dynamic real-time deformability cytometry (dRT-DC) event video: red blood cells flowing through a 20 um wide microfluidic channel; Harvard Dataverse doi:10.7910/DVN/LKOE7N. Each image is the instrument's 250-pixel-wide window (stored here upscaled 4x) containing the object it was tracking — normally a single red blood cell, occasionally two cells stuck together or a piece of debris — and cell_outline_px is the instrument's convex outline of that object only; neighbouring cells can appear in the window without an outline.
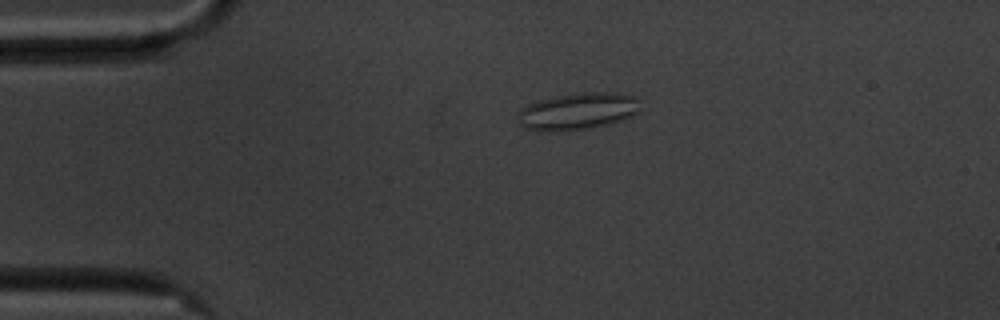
{"species": "common noctule bat (a hibernating species)", "species_latin": "Nyctalus noctula", "temperature_condition": "cold", "stored_images_in_passage": 46, "camera_frame_rate_fps": 3000, "um_per_image_px": 0.085, "animal": {"sex": "male", "body_mass_g": 20.1, "forearm_length_mm": 53.5}, "frame": {"image": 1, "passage_image": 1, "time_ms": 0.0, "image_size_px": [1000, 320], "cell_outline_px": [[636, 112], [620, 120], [608, 124], [588, 128], [564, 132], [540, 132], [528, 128], [520, 124], [516, 116], [520, 108], [528, 104], [540, 100], [556, 96], [580, 92], [612, 92], [636, 96]], "centroid_in_image_um": [49.0, 9.47], "position_along_channel_um": 36.0, "area_um2": 26.24}}
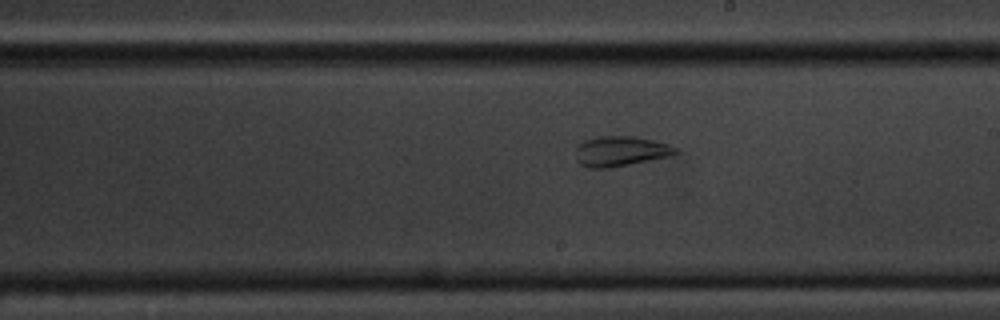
{"frame": {"image": 2, "passage_image": 21, "time_ms": 6.667, "image_size_px": [1000, 320], "cell_outline_px": [[680, 152], [672, 156], [608, 168], [592, 168], [580, 164], [576, 160], [576, 148], [584, 140], [600, 136], [636, 136], [668, 144], [676, 148]], "centroid_in_image_um": [52.76, 12.85], "position_along_channel_um": 236.2, "area_um2": 17.51}}
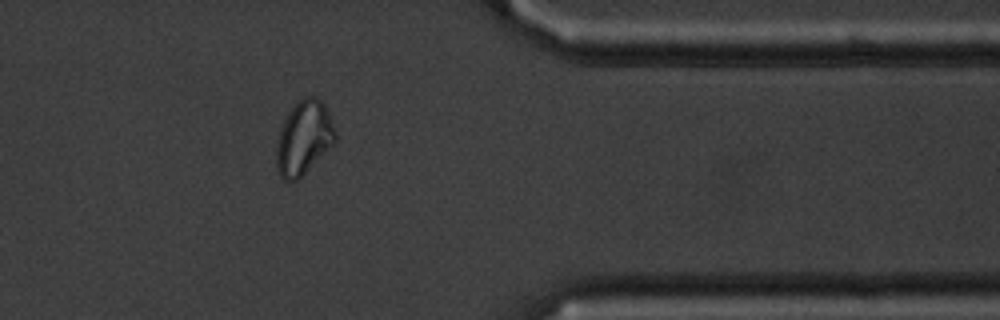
{"frame": {"image": 3, "passage_image": 35, "time_ms": 11.333, "image_size_px": [1000, 320], "cell_outline_px": [[336, 140], [300, 180], [288, 184], [280, 176], [276, 164], [276, 148], [280, 132], [284, 120], [288, 112], [304, 96], [312, 96], [320, 100], [324, 104], [336, 132]], "centroid_in_image_um": [25.81, 11.79], "position_along_channel_um": 385.6, "area_um2": 25.26}, "authors_computed_cell_mechanics": {"area_um2": 21.4149, "velocity_mm_per_s": 3.5244, "shape_relaxation_time_tau1_ms": null, "shape_relaxation_time_tau2_ms": 1.4704, "deformation_change_tau1": null, "deformation_change_tau2": 0.0759}}